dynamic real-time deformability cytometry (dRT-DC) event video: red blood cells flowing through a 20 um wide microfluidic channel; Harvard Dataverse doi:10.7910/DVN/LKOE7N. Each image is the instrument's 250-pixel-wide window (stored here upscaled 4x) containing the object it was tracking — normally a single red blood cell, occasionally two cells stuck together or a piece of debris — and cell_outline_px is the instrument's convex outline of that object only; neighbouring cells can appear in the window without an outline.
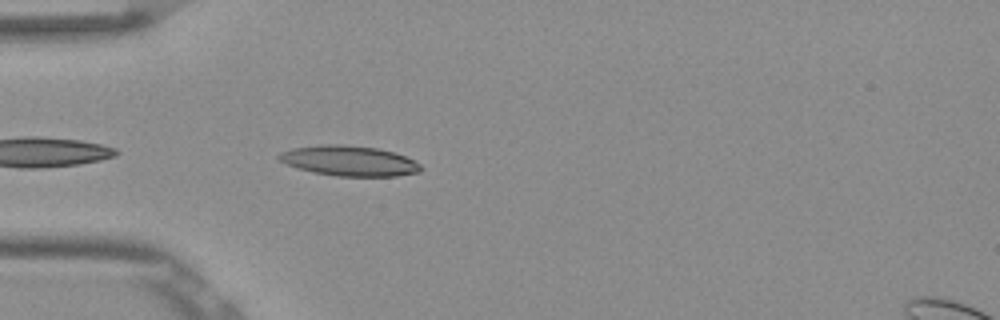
{"species": "Egyptian fruit bat (a non-hibernating species)", "species_latin": "Rousettus aegyptiacus", "temperature_condition": "room temperature", "stored_images_in_passage": 6, "camera_frame_rate_fps": 3000, "um_per_image_px": 0.085, "frame": {"image": 1, "passage_image": 2, "time_ms": 0.333, "image_size_px": [1000, 320], "cell_outline_px": [[424, 168], [420, 172], [396, 176], [336, 176], [312, 172], [288, 164], [280, 160], [276, 156], [280, 152], [292, 148], [320, 144], [344, 144], [376, 148], [396, 152], [420, 164]], "centroid_in_image_um": [29.69, 13.66], "position_along_channel_um": 55.3, "area_um2": 25.03}}
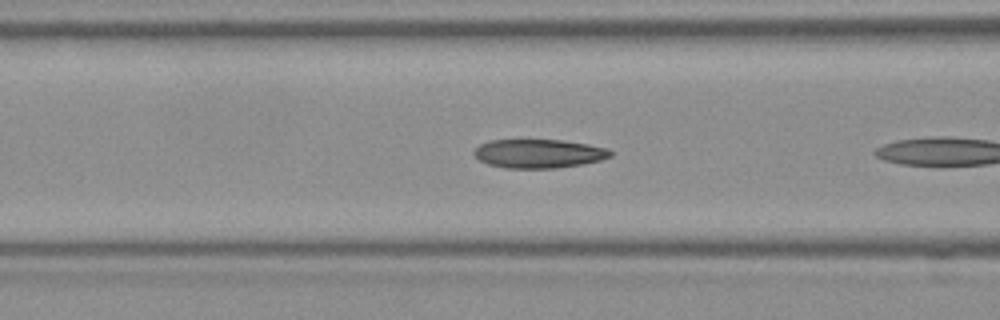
{"frame": {"image": 2, "passage_image": 5, "time_ms": 1.333, "image_size_px": [1000, 320], "cell_outline_px": [[612, 156], [600, 160], [584, 164], [556, 168], [504, 168], [488, 164], [480, 160], [472, 152], [480, 144], [488, 140], [564, 140], [588, 144], [608, 148], [612, 152]], "centroid_in_image_um": [45.81, 13.05], "position_along_channel_um": 120.8, "area_um2": 23.0}}